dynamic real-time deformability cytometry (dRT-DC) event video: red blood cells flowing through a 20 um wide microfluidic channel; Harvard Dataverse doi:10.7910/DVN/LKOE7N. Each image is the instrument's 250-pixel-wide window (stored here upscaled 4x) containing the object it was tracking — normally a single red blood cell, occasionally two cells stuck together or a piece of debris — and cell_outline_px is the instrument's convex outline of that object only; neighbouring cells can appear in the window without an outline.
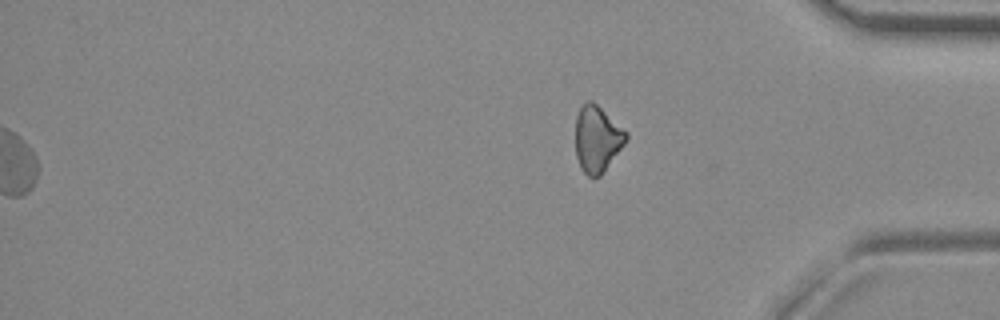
{"species": "common noctule bat (a hibernating species)", "species_latin": "Nyctalus noctula", "temperature_condition": "room temperature", "stored_images_in_passage": 39, "segment_of_instrument_passage": [2, 2], "camera_frame_rate_fps": 3000, "um_per_image_px": 0.085, "animal": {"sex": "female", "body_mass_g": 29.2, "forearm_length_mm": 56.3}, "frame": {"image": 1, "passage_image": 39, "time_ms": 12.667, "image_size_px": [1000, 320], "cell_outline_px": [[628, 136], [624, 144], [600, 176], [588, 176], [580, 168], [576, 156], [576, 116], [580, 108], [588, 100], [592, 100], [628, 132]], "centroid_in_image_um": [50.75, 11.8], "position_along_channel_um": 384.4, "area_um2": 19.36}}